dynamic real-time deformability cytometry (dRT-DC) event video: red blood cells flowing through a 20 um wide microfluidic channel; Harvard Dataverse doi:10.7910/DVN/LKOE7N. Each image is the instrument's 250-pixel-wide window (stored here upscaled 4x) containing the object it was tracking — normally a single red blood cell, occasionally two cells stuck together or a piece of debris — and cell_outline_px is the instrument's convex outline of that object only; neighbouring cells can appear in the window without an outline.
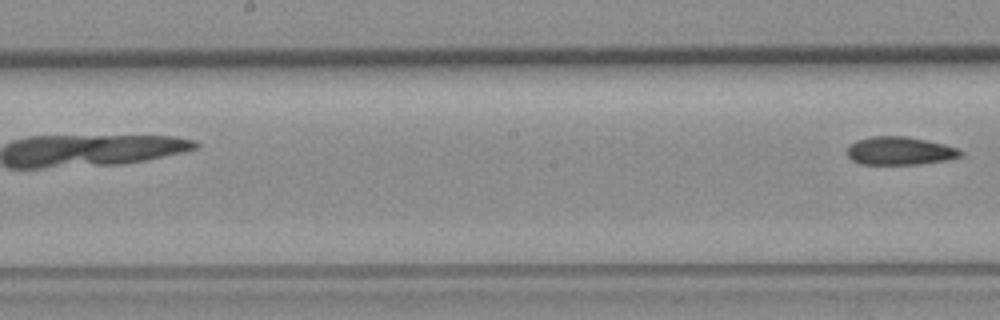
{"species": "common noctule bat (a hibernating species)", "species_latin": "Nyctalus noctula", "temperature_condition": "room temperature", "stored_images_in_passage": 6, "camera_frame_rate_fps": 3000, "um_per_image_px": 0.085, "animal": {"sex": "female", "body_mass_g": 19.3, "forearm_length_mm": 54.1}, "frame": {"image": 1, "passage_image": 6, "time_ms": 8.0, "image_size_px": [1000, 320], "cell_outline_px": [[964, 152], [960, 156], [944, 160], [920, 164], [860, 164], [852, 160], [848, 156], [848, 148], [856, 140], [872, 136], [904, 136], [944, 144], [956, 148]], "centroid_in_image_um": [76.46, 12.82], "position_along_channel_um": 171.7, "area_um2": 18.32}}